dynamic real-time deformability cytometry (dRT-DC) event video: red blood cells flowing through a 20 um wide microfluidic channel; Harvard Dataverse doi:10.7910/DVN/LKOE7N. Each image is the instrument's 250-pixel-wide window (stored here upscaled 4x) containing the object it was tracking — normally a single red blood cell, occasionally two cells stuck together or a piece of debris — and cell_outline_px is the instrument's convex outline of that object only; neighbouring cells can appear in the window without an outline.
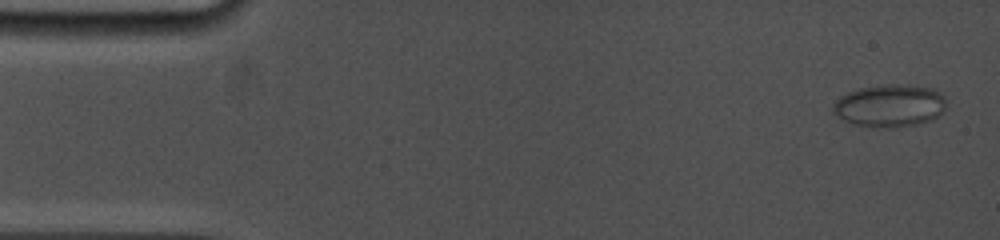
{"species": "common noctule bat (a hibernating species)", "species_latin": "Nyctalus noctula", "temperature_condition": "cold", "stored_images_in_passage": 11, "camera_frame_rate_fps": 5000, "um_per_image_px": 0.085, "animal": {"sex": "female", "body_mass_g": 19.0, "forearm_length_mm": 53.3}, "frame": {"image": 1, "passage_image": 1, "time_ms": 0.0, "image_size_px": [1000, 240], "cell_outline_px": [[944, 108], [932, 120], [916, 124], [892, 128], [876, 128], [852, 124], [844, 120], [832, 108], [832, 104], [840, 96], [848, 92], [860, 88], [888, 84], [896, 84], [932, 88], [944, 96]], "centroid_in_image_um": [75.6, 8.99], "position_along_channel_um": 9.4, "area_um2": 27.8}}
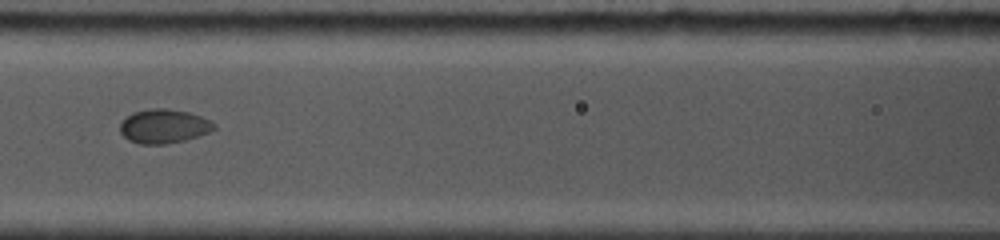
{"frame": {"image": 2, "passage_image": 7, "time_ms": 6.8, "image_size_px": [1000, 240], "cell_outline_px": [[216, 128], [200, 136], [184, 140], [164, 144], [140, 144], [128, 140], [120, 132], [120, 124], [132, 112], [152, 108], [164, 108], [188, 112], [212, 120], [216, 124]], "centroid_in_image_um": [13.94, 10.73], "position_along_channel_um": 152.7, "area_um2": 18.67}}
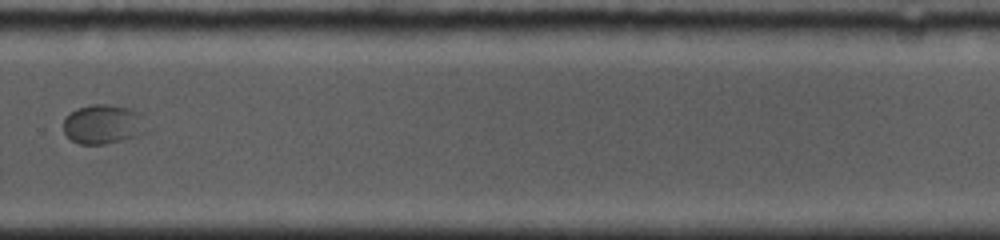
{"frame": {"image": 3, "passage_image": 11, "time_ms": 11.2, "image_size_px": [1000, 240], "cell_outline_px": [[152, 132], [140, 136], [124, 140], [104, 144], [80, 144], [72, 140], [64, 132], [64, 120], [76, 108], [88, 104], [108, 104], [132, 108], [140, 112]], "centroid_in_image_um": [8.89, 10.56], "position_along_channel_um": 320.9, "area_um2": 19.71}}